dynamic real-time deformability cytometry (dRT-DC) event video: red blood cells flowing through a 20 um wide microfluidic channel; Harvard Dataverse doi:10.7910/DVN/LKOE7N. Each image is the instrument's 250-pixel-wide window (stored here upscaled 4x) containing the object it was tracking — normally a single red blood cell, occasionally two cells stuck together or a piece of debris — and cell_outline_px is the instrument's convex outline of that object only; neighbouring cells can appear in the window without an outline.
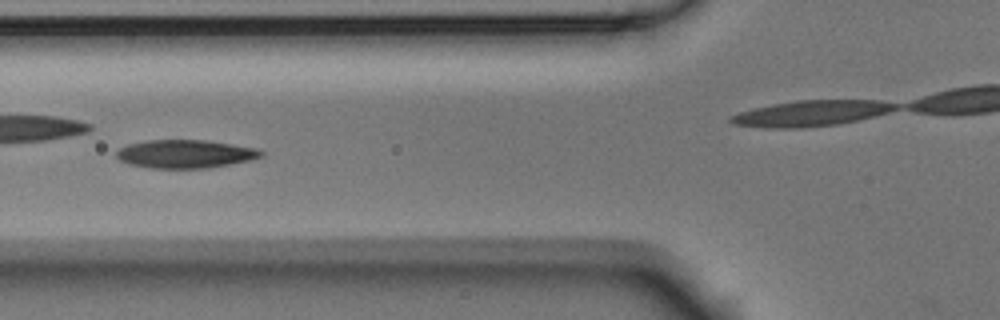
{"species": "Egyptian fruit bat (a non-hibernating species)", "species_latin": "Rousettus aegyptiacus", "temperature_condition": "room temperature", "stored_images_in_passage": 8, "camera_frame_rate_fps": 3000, "um_per_image_px": 0.085, "animal": {"sex": "male"}, "frame": {"image": 1, "passage_image": 6, "time_ms": 1.667, "image_size_px": [1000, 320], "cell_outline_px": [[264, 156], [252, 160], [208, 168], [152, 168], [128, 164], [120, 160], [116, 156], [116, 152], [120, 148], [128, 144], [144, 140], [204, 140], [256, 148], [264, 152]], "centroid_in_image_um": [15.75, 13.08], "position_along_channel_um": 110.1, "area_um2": 23.87}}